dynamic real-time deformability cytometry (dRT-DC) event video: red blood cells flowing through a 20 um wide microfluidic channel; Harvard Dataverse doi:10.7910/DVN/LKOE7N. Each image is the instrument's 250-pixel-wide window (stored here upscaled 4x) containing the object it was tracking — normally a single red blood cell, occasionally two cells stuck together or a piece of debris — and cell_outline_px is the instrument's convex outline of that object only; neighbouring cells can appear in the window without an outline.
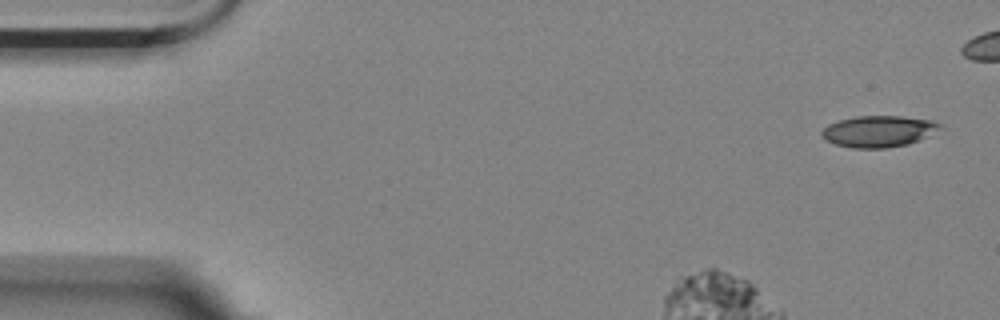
{"species": "Egyptian fruit bat (a non-hibernating species)", "species_latin": "Rousettus aegyptiacus", "temperature_condition": "room temperature", "stored_images_in_passage": 4, "camera_frame_rate_fps": 3000, "um_per_image_px": 0.085, "animal": {"sex": "female"}, "frame": {"image": 1, "passage_image": 1, "time_ms": 0.0, "image_size_px": [1000, 320], "cell_outline_px": [[944, 124], [940, 128], [920, 140], [908, 144], [884, 148], [852, 148], [836, 144], [828, 140], [820, 132], [828, 124], [840, 120], [856, 116], [900, 116], [932, 120]], "centroid_in_image_um": [74.7, 11.15], "position_along_channel_um": 10.3, "area_um2": 21.44}}